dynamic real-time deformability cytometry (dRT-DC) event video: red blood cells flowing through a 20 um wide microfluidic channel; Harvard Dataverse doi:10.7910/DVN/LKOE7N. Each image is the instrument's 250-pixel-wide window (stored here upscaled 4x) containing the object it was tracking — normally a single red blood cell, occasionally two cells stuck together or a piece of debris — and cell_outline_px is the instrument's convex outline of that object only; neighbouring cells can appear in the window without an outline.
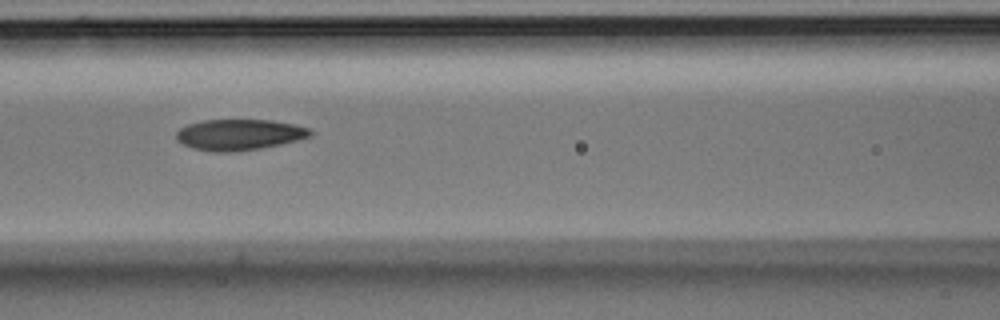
{"species": "Egyptian fruit bat (a non-hibernating species)", "species_latin": "Rousettus aegyptiacus", "temperature_condition": "room temperature", "stored_images_in_passage": 14, "camera_frame_rate_fps": 3000, "um_per_image_px": 0.085, "animal": {"sex": "male"}, "frame": {"image": 1, "passage_image": 6, "time_ms": 1.667, "image_size_px": [1000, 320], "cell_outline_px": [[316, 132], [312, 136], [280, 144], [260, 148], [236, 152], [212, 152], [192, 148], [176, 140], [176, 132], [180, 128], [188, 124], [204, 120], [272, 120], [292, 124], [308, 128]], "centroid_in_image_um": [20.33, 11.45], "position_along_channel_um": 146.3, "area_um2": 24.22}}
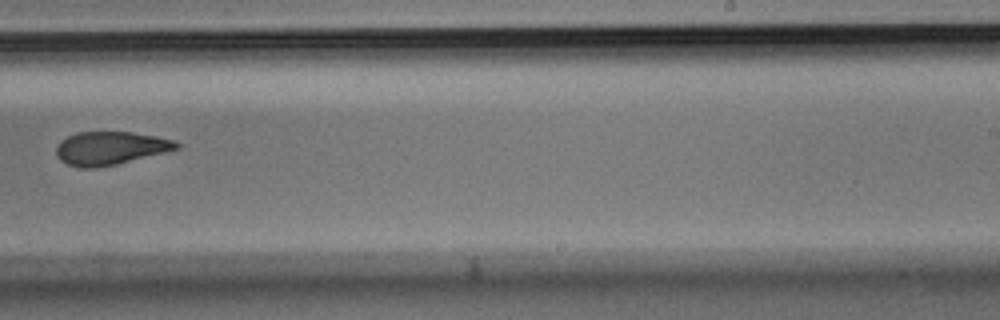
{"frame": {"image": 2, "passage_image": 9, "time_ms": 2.667, "image_size_px": [1000, 320], "cell_outline_px": [[180, 148], [116, 164], [92, 168], [80, 168], [68, 164], [60, 160], [56, 156], [56, 148], [60, 140], [76, 132], [132, 132], [156, 136], [172, 140], [180, 144]], "centroid_in_image_um": [9.33, 12.59], "position_along_channel_um": 279.7, "area_um2": 23.12}}
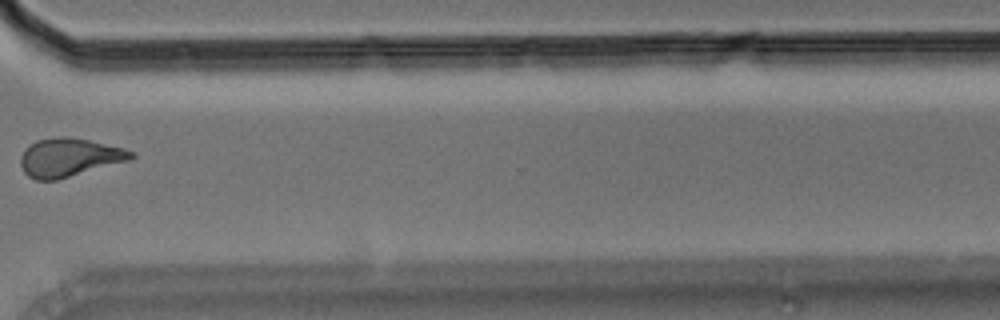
{"frame": {"image": 3, "passage_image": 11, "time_ms": 3.333, "image_size_px": [1000, 320], "cell_outline_px": [[136, 156], [128, 160], [56, 180], [36, 180], [28, 176], [24, 172], [20, 164], [20, 156], [24, 148], [28, 144], [36, 140], [56, 136], [68, 136], [88, 140], [124, 148], [136, 152]], "centroid_in_image_um": [5.84, 13.36], "position_along_channel_um": 364.8, "area_um2": 24.8}}